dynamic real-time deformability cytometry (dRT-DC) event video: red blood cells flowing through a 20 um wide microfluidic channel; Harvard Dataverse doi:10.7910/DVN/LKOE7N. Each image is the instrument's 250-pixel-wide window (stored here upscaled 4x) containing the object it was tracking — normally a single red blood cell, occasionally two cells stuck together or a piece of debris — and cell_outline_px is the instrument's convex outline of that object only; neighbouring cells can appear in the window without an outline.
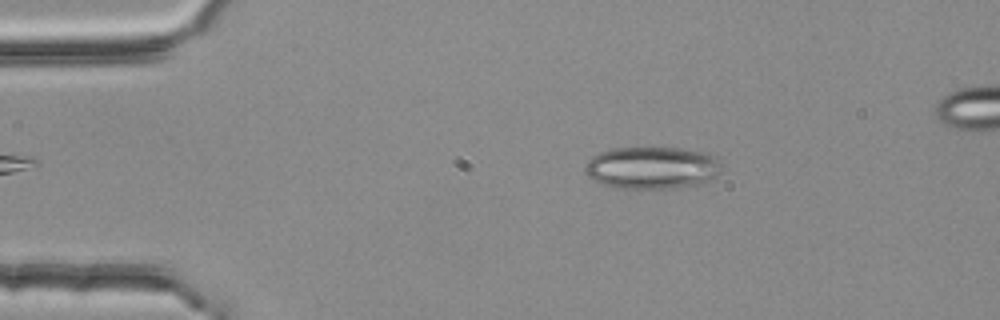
{"species": "common noctule bat (a hibernating species)", "species_latin": "Nyctalus noctula", "temperature_condition": "room temperature", "stored_images_in_passage": 4, "camera_frame_rate_fps": 3000, "um_per_image_px": 0.085, "animal": {"sex": "female", "body_mass_g": 25.1}, "frame": {"image": 1, "passage_image": 2, "time_ms": 0.333, "image_size_px": [1000, 320], "cell_outline_px": [[720, 172], [708, 184], [676, 188], [616, 188], [600, 184], [592, 180], [588, 176], [584, 168], [588, 160], [592, 156], [600, 152], [612, 148], [680, 148], [708, 152], [720, 164]], "centroid_in_image_um": [55.43, 14.27], "position_along_channel_um": 29.6, "area_um2": 34.1}}